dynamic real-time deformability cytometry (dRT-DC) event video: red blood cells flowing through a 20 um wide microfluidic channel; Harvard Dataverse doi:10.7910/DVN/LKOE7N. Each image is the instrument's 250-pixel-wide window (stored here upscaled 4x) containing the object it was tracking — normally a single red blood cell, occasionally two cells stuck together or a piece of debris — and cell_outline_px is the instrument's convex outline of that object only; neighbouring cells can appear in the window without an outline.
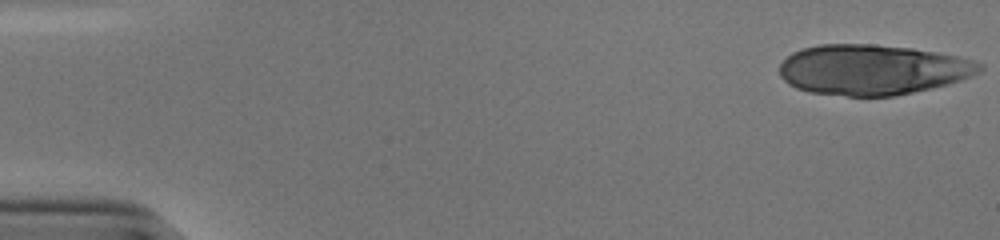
{"species": "human", "species_latin": "Homo sapiens", "temperature_condition": "cold", "stored_images_in_passage": 16, "camera_frame_rate_fps": 3000, "um_per_image_px": 0.085, "donor": {"sex": "male"}, "frame": {"image": 1, "passage_image": 1, "time_ms": 0.0, "image_size_px": [1000, 240], "cell_outline_px": [[984, 68], [980, 72], [972, 76], [948, 84], [932, 88], [892, 96], [848, 96], [808, 92], [796, 88], [788, 84], [780, 76], [780, 64], [792, 52], [800, 48], [820, 44], [872, 44], [912, 48], [960, 56], [984, 64]], "centroid_in_image_um": [74.17, 5.92], "position_along_channel_um": 10.8, "area_um2": 58.96}}